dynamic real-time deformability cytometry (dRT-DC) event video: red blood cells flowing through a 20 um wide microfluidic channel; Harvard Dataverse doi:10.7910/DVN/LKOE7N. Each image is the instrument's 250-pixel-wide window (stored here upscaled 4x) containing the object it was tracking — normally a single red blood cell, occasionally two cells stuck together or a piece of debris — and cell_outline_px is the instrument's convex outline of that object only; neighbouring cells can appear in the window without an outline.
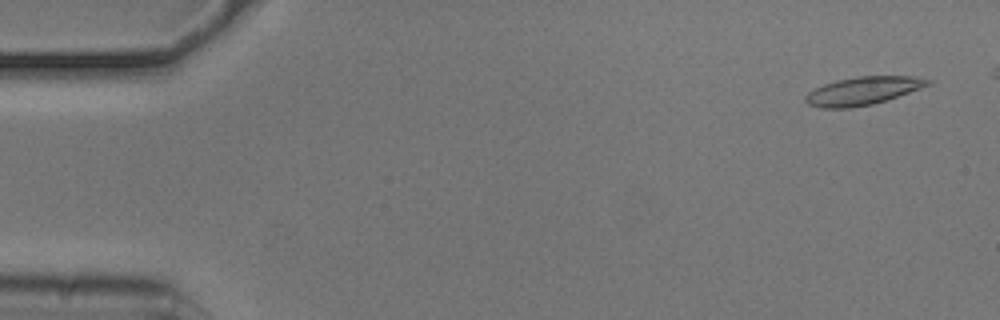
{"species": "common noctule bat (a hibernating species)", "species_latin": "Nyctalus noctula", "temperature_condition": "cold", "stored_images_in_passage": 50, "camera_frame_rate_fps": 3000, "um_per_image_px": 0.085, "animal": {"sex": "male", "body_mass_g": 20.5, "forearm_length_mm": 52.5}, "frame": {"image": 1, "passage_image": 3, "time_ms": 0.667, "image_size_px": [1000, 320], "cell_outline_px": [[932, 84], [888, 100], [872, 104], [848, 108], [820, 108], [808, 104], [804, 100], [804, 96], [808, 92], [824, 84], [836, 80], [860, 76], [912, 76], [932, 80]], "centroid_in_image_um": [73.35, 7.72], "position_along_channel_um": 11.7, "area_um2": 20.06}}
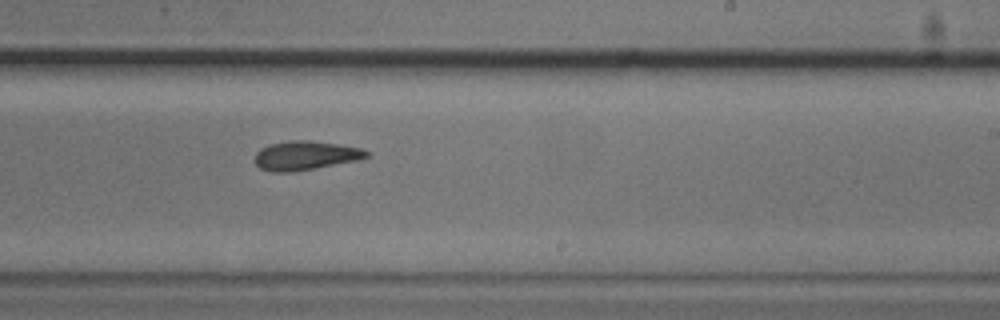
{"frame": {"image": 2, "passage_image": 33, "time_ms": 10.667, "image_size_px": [1000, 320], "cell_outline_px": [[368, 156], [360, 160], [292, 172], [272, 172], [260, 168], [256, 164], [256, 152], [260, 148], [268, 144], [292, 140], [312, 140], [360, 148], [368, 152]], "centroid_in_image_um": [25.94, 13.22], "position_along_channel_um": 263.1, "area_um2": 18.84}}
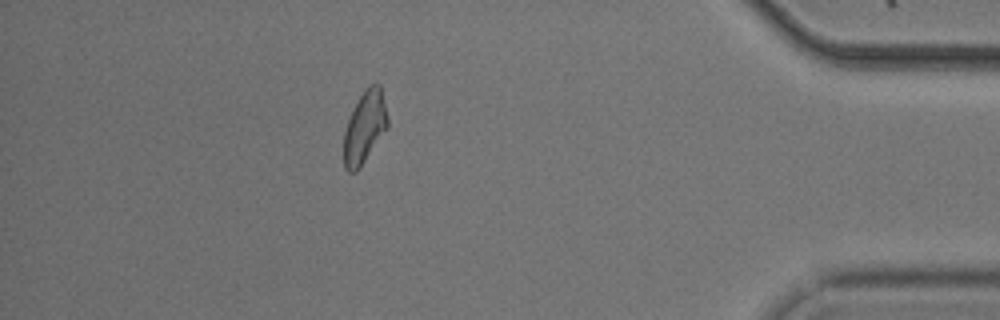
{"frame": {"image": 3, "passage_image": 48, "time_ms": 15.667, "image_size_px": [1000, 320], "cell_outline_px": [[388, 128], [356, 172], [348, 172], [344, 168], [344, 132], [348, 120], [364, 88], [368, 84], [380, 84], [388, 116]], "centroid_in_image_um": [31.01, 10.8], "position_along_channel_um": 404.2, "area_um2": 18.32}, "authors_computed_cell_mechanics": {"area_um2": 19.1607, "velocity_mm_per_s": 3.7218, "shape_relaxation_time_tau1_ms": 4.6044, "shape_relaxation_time_tau2_ms": 7.4426, "deformation_change_tau1": 0.1438, "deformation_change_tau2": 0.1689}}